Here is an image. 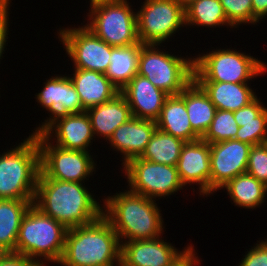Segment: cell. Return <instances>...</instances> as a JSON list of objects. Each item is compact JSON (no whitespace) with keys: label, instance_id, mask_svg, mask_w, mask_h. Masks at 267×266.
I'll return each mask as SVG.
<instances>
[{"label":"cell","instance_id":"6da1fadb","mask_svg":"<svg viewBox=\"0 0 267 266\" xmlns=\"http://www.w3.org/2000/svg\"><path fill=\"white\" fill-rule=\"evenodd\" d=\"M33 205L67 229L90 224L104 210L82 183L47 176H38Z\"/></svg>","mask_w":267,"mask_h":266},{"label":"cell","instance_id":"7a4b0ae2","mask_svg":"<svg viewBox=\"0 0 267 266\" xmlns=\"http://www.w3.org/2000/svg\"><path fill=\"white\" fill-rule=\"evenodd\" d=\"M119 236L101 215L87 225L69 228L63 254L58 264L63 266H114L121 264ZM118 261V262H117ZM114 262H117L114 264Z\"/></svg>","mask_w":267,"mask_h":266},{"label":"cell","instance_id":"3957f363","mask_svg":"<svg viewBox=\"0 0 267 266\" xmlns=\"http://www.w3.org/2000/svg\"><path fill=\"white\" fill-rule=\"evenodd\" d=\"M154 199L131 192H120L105 199L102 215L119 239L150 240L161 236L163 219ZM160 235V236H159Z\"/></svg>","mask_w":267,"mask_h":266},{"label":"cell","instance_id":"277c9868","mask_svg":"<svg viewBox=\"0 0 267 266\" xmlns=\"http://www.w3.org/2000/svg\"><path fill=\"white\" fill-rule=\"evenodd\" d=\"M40 173V151L31 135L14 149L0 155V199L34 203Z\"/></svg>","mask_w":267,"mask_h":266},{"label":"cell","instance_id":"5b68a950","mask_svg":"<svg viewBox=\"0 0 267 266\" xmlns=\"http://www.w3.org/2000/svg\"><path fill=\"white\" fill-rule=\"evenodd\" d=\"M67 230L63 224L43 214L32 204L21 220L16 254L35 260L41 266L44 264L38 257L58 263L63 254Z\"/></svg>","mask_w":267,"mask_h":266},{"label":"cell","instance_id":"8992f818","mask_svg":"<svg viewBox=\"0 0 267 266\" xmlns=\"http://www.w3.org/2000/svg\"><path fill=\"white\" fill-rule=\"evenodd\" d=\"M267 67L252 56L238 51L219 49L193 59V79L196 82L247 83Z\"/></svg>","mask_w":267,"mask_h":266},{"label":"cell","instance_id":"52a82bcc","mask_svg":"<svg viewBox=\"0 0 267 266\" xmlns=\"http://www.w3.org/2000/svg\"><path fill=\"white\" fill-rule=\"evenodd\" d=\"M156 46L142 45L137 74L168 95H177L193 80V59L161 52Z\"/></svg>","mask_w":267,"mask_h":266},{"label":"cell","instance_id":"ba28073f","mask_svg":"<svg viewBox=\"0 0 267 266\" xmlns=\"http://www.w3.org/2000/svg\"><path fill=\"white\" fill-rule=\"evenodd\" d=\"M87 28L112 47L129 46L139 42L137 16L127 0L92 5Z\"/></svg>","mask_w":267,"mask_h":266},{"label":"cell","instance_id":"9c48e42d","mask_svg":"<svg viewBox=\"0 0 267 266\" xmlns=\"http://www.w3.org/2000/svg\"><path fill=\"white\" fill-rule=\"evenodd\" d=\"M35 137L40 151L39 176L81 183L95 169L96 164L89 152L52 145L42 134Z\"/></svg>","mask_w":267,"mask_h":266},{"label":"cell","instance_id":"30bf717a","mask_svg":"<svg viewBox=\"0 0 267 266\" xmlns=\"http://www.w3.org/2000/svg\"><path fill=\"white\" fill-rule=\"evenodd\" d=\"M136 13L142 44H161L185 25V9L176 0H145ZM184 24V25H183Z\"/></svg>","mask_w":267,"mask_h":266},{"label":"cell","instance_id":"8fae6325","mask_svg":"<svg viewBox=\"0 0 267 266\" xmlns=\"http://www.w3.org/2000/svg\"><path fill=\"white\" fill-rule=\"evenodd\" d=\"M124 166L131 192L153 199L169 196L182 189L176 166L154 163L140 157L130 159Z\"/></svg>","mask_w":267,"mask_h":266},{"label":"cell","instance_id":"7c38bea8","mask_svg":"<svg viewBox=\"0 0 267 266\" xmlns=\"http://www.w3.org/2000/svg\"><path fill=\"white\" fill-rule=\"evenodd\" d=\"M66 52L75 68L105 73L109 67L111 45L101 40L86 25L79 28H66L59 32Z\"/></svg>","mask_w":267,"mask_h":266},{"label":"cell","instance_id":"4fadbf2b","mask_svg":"<svg viewBox=\"0 0 267 266\" xmlns=\"http://www.w3.org/2000/svg\"><path fill=\"white\" fill-rule=\"evenodd\" d=\"M250 148L251 145L235 139L210 144V193L247 172Z\"/></svg>","mask_w":267,"mask_h":266},{"label":"cell","instance_id":"5bb4252c","mask_svg":"<svg viewBox=\"0 0 267 266\" xmlns=\"http://www.w3.org/2000/svg\"><path fill=\"white\" fill-rule=\"evenodd\" d=\"M45 88L37 94V101L51 112L49 120L43 122L31 135L42 134L56 120L70 114L82 113V102L70 77L55 76L47 80Z\"/></svg>","mask_w":267,"mask_h":266},{"label":"cell","instance_id":"9a60e30c","mask_svg":"<svg viewBox=\"0 0 267 266\" xmlns=\"http://www.w3.org/2000/svg\"><path fill=\"white\" fill-rule=\"evenodd\" d=\"M127 241L121 244L120 266H174L192 248L177 251L171 244L160 240ZM127 241V242H126Z\"/></svg>","mask_w":267,"mask_h":266},{"label":"cell","instance_id":"2e32d148","mask_svg":"<svg viewBox=\"0 0 267 266\" xmlns=\"http://www.w3.org/2000/svg\"><path fill=\"white\" fill-rule=\"evenodd\" d=\"M180 180L185 186L189 183L200 185V194H210V144L202 138L186 142L176 165Z\"/></svg>","mask_w":267,"mask_h":266},{"label":"cell","instance_id":"e0dca14e","mask_svg":"<svg viewBox=\"0 0 267 266\" xmlns=\"http://www.w3.org/2000/svg\"><path fill=\"white\" fill-rule=\"evenodd\" d=\"M120 92L125 96L133 117L154 121L169 96L138 74Z\"/></svg>","mask_w":267,"mask_h":266},{"label":"cell","instance_id":"ac0fdd59","mask_svg":"<svg viewBox=\"0 0 267 266\" xmlns=\"http://www.w3.org/2000/svg\"><path fill=\"white\" fill-rule=\"evenodd\" d=\"M156 129L154 120L132 117L115 129L109 142L124 154L125 165L130 159L142 155Z\"/></svg>","mask_w":267,"mask_h":266},{"label":"cell","instance_id":"d6986e66","mask_svg":"<svg viewBox=\"0 0 267 266\" xmlns=\"http://www.w3.org/2000/svg\"><path fill=\"white\" fill-rule=\"evenodd\" d=\"M53 131H55L57 139L56 146L89 152L87 147L94 137V132L86 111L79 114H70L56 120L42 135L50 140Z\"/></svg>","mask_w":267,"mask_h":266},{"label":"cell","instance_id":"ffe728a7","mask_svg":"<svg viewBox=\"0 0 267 266\" xmlns=\"http://www.w3.org/2000/svg\"><path fill=\"white\" fill-rule=\"evenodd\" d=\"M73 75L70 79L82 102V112L106 103L120 93L105 73L75 68Z\"/></svg>","mask_w":267,"mask_h":266},{"label":"cell","instance_id":"44dd1931","mask_svg":"<svg viewBox=\"0 0 267 266\" xmlns=\"http://www.w3.org/2000/svg\"><path fill=\"white\" fill-rule=\"evenodd\" d=\"M89 115L94 135L109 140L115 129L132 118L131 108L125 96L120 92L106 103L86 110Z\"/></svg>","mask_w":267,"mask_h":266},{"label":"cell","instance_id":"7402d4cb","mask_svg":"<svg viewBox=\"0 0 267 266\" xmlns=\"http://www.w3.org/2000/svg\"><path fill=\"white\" fill-rule=\"evenodd\" d=\"M233 115L239 126L236 140L251 146L267 142V108L257 97Z\"/></svg>","mask_w":267,"mask_h":266},{"label":"cell","instance_id":"603a6c76","mask_svg":"<svg viewBox=\"0 0 267 266\" xmlns=\"http://www.w3.org/2000/svg\"><path fill=\"white\" fill-rule=\"evenodd\" d=\"M155 122L158 129L185 142L200 139L192 129L185 101L179 94L167 97Z\"/></svg>","mask_w":267,"mask_h":266},{"label":"cell","instance_id":"cb8c5ba5","mask_svg":"<svg viewBox=\"0 0 267 266\" xmlns=\"http://www.w3.org/2000/svg\"><path fill=\"white\" fill-rule=\"evenodd\" d=\"M179 95L185 101L188 118L193 131L202 138L214 119L217 110L215 105L194 79Z\"/></svg>","mask_w":267,"mask_h":266},{"label":"cell","instance_id":"d4e9b609","mask_svg":"<svg viewBox=\"0 0 267 266\" xmlns=\"http://www.w3.org/2000/svg\"><path fill=\"white\" fill-rule=\"evenodd\" d=\"M208 95L216 109L237 111L247 106L257 96L247 83L197 82Z\"/></svg>","mask_w":267,"mask_h":266},{"label":"cell","instance_id":"484cf974","mask_svg":"<svg viewBox=\"0 0 267 266\" xmlns=\"http://www.w3.org/2000/svg\"><path fill=\"white\" fill-rule=\"evenodd\" d=\"M142 43L129 46H111L110 64L105 76L121 91L138 73Z\"/></svg>","mask_w":267,"mask_h":266},{"label":"cell","instance_id":"4316f807","mask_svg":"<svg viewBox=\"0 0 267 266\" xmlns=\"http://www.w3.org/2000/svg\"><path fill=\"white\" fill-rule=\"evenodd\" d=\"M32 203L28 200L0 199V246L16 254L21 220Z\"/></svg>","mask_w":267,"mask_h":266},{"label":"cell","instance_id":"83f0119b","mask_svg":"<svg viewBox=\"0 0 267 266\" xmlns=\"http://www.w3.org/2000/svg\"><path fill=\"white\" fill-rule=\"evenodd\" d=\"M222 188L227 189L236 206L249 209L261 205L267 194V186L247 172L237 175Z\"/></svg>","mask_w":267,"mask_h":266},{"label":"cell","instance_id":"f1b7e54d","mask_svg":"<svg viewBox=\"0 0 267 266\" xmlns=\"http://www.w3.org/2000/svg\"><path fill=\"white\" fill-rule=\"evenodd\" d=\"M185 143L182 139L157 128L140 158L154 163L176 166Z\"/></svg>","mask_w":267,"mask_h":266},{"label":"cell","instance_id":"f546056e","mask_svg":"<svg viewBox=\"0 0 267 266\" xmlns=\"http://www.w3.org/2000/svg\"><path fill=\"white\" fill-rule=\"evenodd\" d=\"M222 26L229 25L220 0H197L185 8V25ZM222 24V25H221Z\"/></svg>","mask_w":267,"mask_h":266},{"label":"cell","instance_id":"4dcf8cb0","mask_svg":"<svg viewBox=\"0 0 267 266\" xmlns=\"http://www.w3.org/2000/svg\"><path fill=\"white\" fill-rule=\"evenodd\" d=\"M238 129L239 126L232 111L217 109L214 119L202 139L209 144L224 140H236Z\"/></svg>","mask_w":267,"mask_h":266},{"label":"cell","instance_id":"1f68e13d","mask_svg":"<svg viewBox=\"0 0 267 266\" xmlns=\"http://www.w3.org/2000/svg\"><path fill=\"white\" fill-rule=\"evenodd\" d=\"M228 22L233 26L242 23H257L253 15L252 0H220Z\"/></svg>","mask_w":267,"mask_h":266},{"label":"cell","instance_id":"d6a6232c","mask_svg":"<svg viewBox=\"0 0 267 266\" xmlns=\"http://www.w3.org/2000/svg\"><path fill=\"white\" fill-rule=\"evenodd\" d=\"M247 173L267 186V142L251 146Z\"/></svg>","mask_w":267,"mask_h":266},{"label":"cell","instance_id":"836d02e7","mask_svg":"<svg viewBox=\"0 0 267 266\" xmlns=\"http://www.w3.org/2000/svg\"><path fill=\"white\" fill-rule=\"evenodd\" d=\"M239 266H267V240L256 244Z\"/></svg>","mask_w":267,"mask_h":266},{"label":"cell","instance_id":"e575fe53","mask_svg":"<svg viewBox=\"0 0 267 266\" xmlns=\"http://www.w3.org/2000/svg\"><path fill=\"white\" fill-rule=\"evenodd\" d=\"M0 266H41L37 261L15 253H8L1 261Z\"/></svg>","mask_w":267,"mask_h":266},{"label":"cell","instance_id":"d590c367","mask_svg":"<svg viewBox=\"0 0 267 266\" xmlns=\"http://www.w3.org/2000/svg\"><path fill=\"white\" fill-rule=\"evenodd\" d=\"M8 9L0 16V59L4 51L6 39H8ZM7 37V38H6Z\"/></svg>","mask_w":267,"mask_h":266},{"label":"cell","instance_id":"8d00e7d4","mask_svg":"<svg viewBox=\"0 0 267 266\" xmlns=\"http://www.w3.org/2000/svg\"><path fill=\"white\" fill-rule=\"evenodd\" d=\"M253 15L259 20L267 15V0H252Z\"/></svg>","mask_w":267,"mask_h":266},{"label":"cell","instance_id":"74e56055","mask_svg":"<svg viewBox=\"0 0 267 266\" xmlns=\"http://www.w3.org/2000/svg\"><path fill=\"white\" fill-rule=\"evenodd\" d=\"M193 247L188 251V253L174 266H194L198 264L200 260L195 256ZM195 256V257H194Z\"/></svg>","mask_w":267,"mask_h":266},{"label":"cell","instance_id":"f35d334b","mask_svg":"<svg viewBox=\"0 0 267 266\" xmlns=\"http://www.w3.org/2000/svg\"><path fill=\"white\" fill-rule=\"evenodd\" d=\"M9 0H0V16L9 9Z\"/></svg>","mask_w":267,"mask_h":266},{"label":"cell","instance_id":"ab89813d","mask_svg":"<svg viewBox=\"0 0 267 266\" xmlns=\"http://www.w3.org/2000/svg\"><path fill=\"white\" fill-rule=\"evenodd\" d=\"M180 6H182L184 9L187 8L191 3L197 0H176Z\"/></svg>","mask_w":267,"mask_h":266},{"label":"cell","instance_id":"60d3db41","mask_svg":"<svg viewBox=\"0 0 267 266\" xmlns=\"http://www.w3.org/2000/svg\"><path fill=\"white\" fill-rule=\"evenodd\" d=\"M92 5L98 4V3H102V2H118V1H122V0H90Z\"/></svg>","mask_w":267,"mask_h":266},{"label":"cell","instance_id":"b9f144b4","mask_svg":"<svg viewBox=\"0 0 267 266\" xmlns=\"http://www.w3.org/2000/svg\"><path fill=\"white\" fill-rule=\"evenodd\" d=\"M9 252L6 251L2 246H0V261L8 254Z\"/></svg>","mask_w":267,"mask_h":266}]
</instances>
